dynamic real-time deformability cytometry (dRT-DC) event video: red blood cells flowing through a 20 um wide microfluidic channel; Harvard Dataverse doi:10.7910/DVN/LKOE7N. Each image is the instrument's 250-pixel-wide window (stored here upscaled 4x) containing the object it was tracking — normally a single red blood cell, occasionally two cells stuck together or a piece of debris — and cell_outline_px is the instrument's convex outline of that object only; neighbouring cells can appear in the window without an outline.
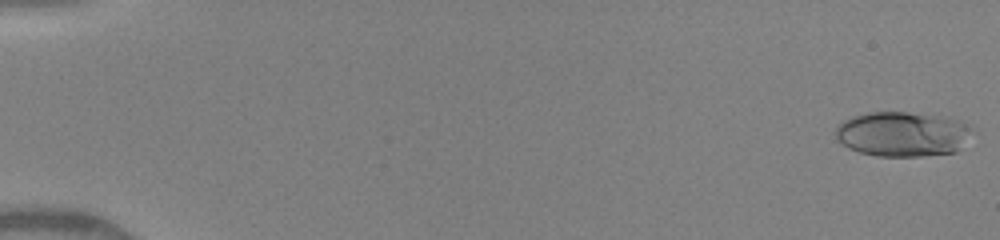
{"species": "human", "species_latin": "Homo sapiens", "temperature_condition": "warm", "stored_images_in_passage": 69, "camera_frame_rate_fps": 3000, "um_per_image_px": 0.085, "donor": {"sex": "female"}, "frame": {"image": 1, "passage_image": 1, "time_ms": 0.0, "image_size_px": [1000, 240], "cell_outline_px": [[972, 128], [956, 152], [920, 156], [876, 156], [860, 152], [848, 148], [836, 140], [832, 132], [836, 124], [852, 116], [868, 112], [908, 112], [940, 116], [960, 120]], "centroid_in_image_um": [76.6, 11.39], "position_along_channel_um": 8.4, "area_um2": 35.78}}
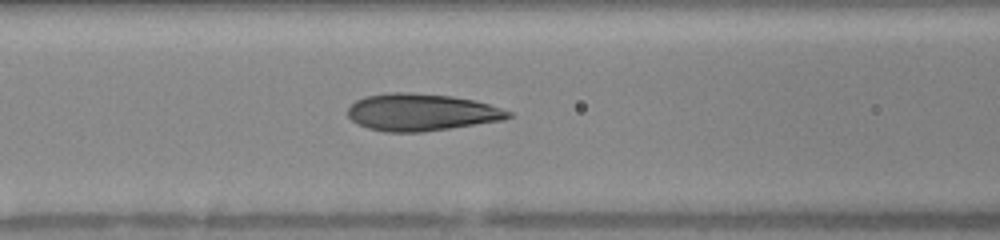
{"frame": {"image": 2, "passage_image": 26, "time_ms": 7.0, "image_size_px": [1000, 240], "cell_outline_px": [[512, 116], [504, 120], [420, 132], [384, 132], [368, 128], [352, 120], [348, 116], [348, 108], [356, 100], [364, 96], [388, 92], [408, 92], [452, 96], [476, 100], [512, 112]], "centroid_in_image_um": [35.8, 9.53], "position_along_channel_um": 130.8, "area_um2": 34.68}}
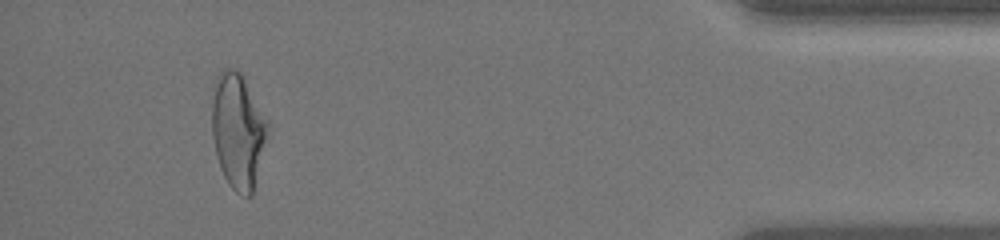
{"frame": {"image": 3, "passage_image": 66, "time_ms": 15.0, "image_size_px": [1000, 240], "cell_outline_px": [[268, 128], [252, 196], [244, 196], [236, 192], [228, 184], [220, 168], [212, 136], [212, 104], [216, 76], [224, 68], [236, 68], [244, 76], [268, 120]], "centroid_in_image_um": [20.22, 11.08], "position_along_channel_um": 415.0, "area_um2": 37.28}, "authors_computed_cell_mechanics": {"area_um2": 34.1598, "velocity_mm_per_s": 4.1931, "shape_relaxation_time_tau1_ms": 10.4462, "shape_relaxation_time_tau2_ms": 0.8294, "deformation_change_tau1": 0.3122, "deformation_change_tau2": 0.074}}